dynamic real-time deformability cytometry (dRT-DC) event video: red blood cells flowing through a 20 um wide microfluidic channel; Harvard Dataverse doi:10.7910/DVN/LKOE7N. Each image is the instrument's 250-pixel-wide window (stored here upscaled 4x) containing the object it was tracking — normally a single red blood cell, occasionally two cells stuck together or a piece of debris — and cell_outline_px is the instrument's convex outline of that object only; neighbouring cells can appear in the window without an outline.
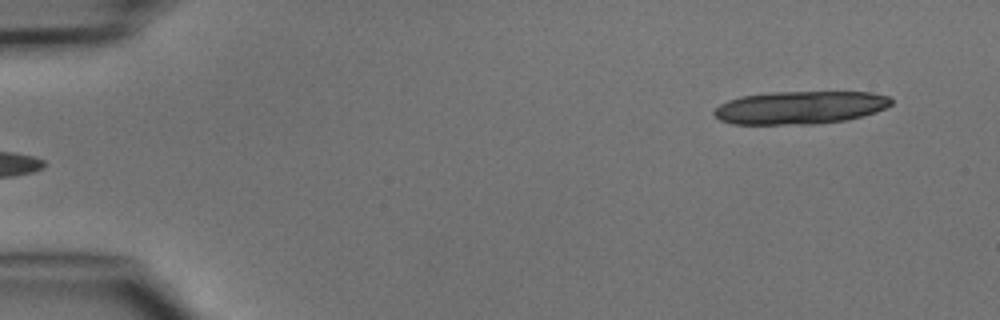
{"species": "common noctule bat (a hibernating species)", "species_latin": "Nyctalus noctula", "temperature_condition": "cold", "stored_images_in_passage": 4, "camera_frame_rate_fps": 3000, "um_per_image_px": 0.085, "animal": {"sex": "male", "body_mass_g": 15.6}, "frame": {"image": 1, "passage_image": 4, "time_ms": 3.667, "image_size_px": [1000, 320], "cell_outline_px": [[892, 104], [876, 112], [844, 120], [816, 124], [732, 124], [720, 120], [712, 112], [720, 104], [728, 100], [740, 96], [772, 92], [872, 92], [888, 96], [892, 100]], "centroid_in_image_um": [67.98, 9.14], "position_along_channel_um": 17.0, "area_um2": 33.99}}